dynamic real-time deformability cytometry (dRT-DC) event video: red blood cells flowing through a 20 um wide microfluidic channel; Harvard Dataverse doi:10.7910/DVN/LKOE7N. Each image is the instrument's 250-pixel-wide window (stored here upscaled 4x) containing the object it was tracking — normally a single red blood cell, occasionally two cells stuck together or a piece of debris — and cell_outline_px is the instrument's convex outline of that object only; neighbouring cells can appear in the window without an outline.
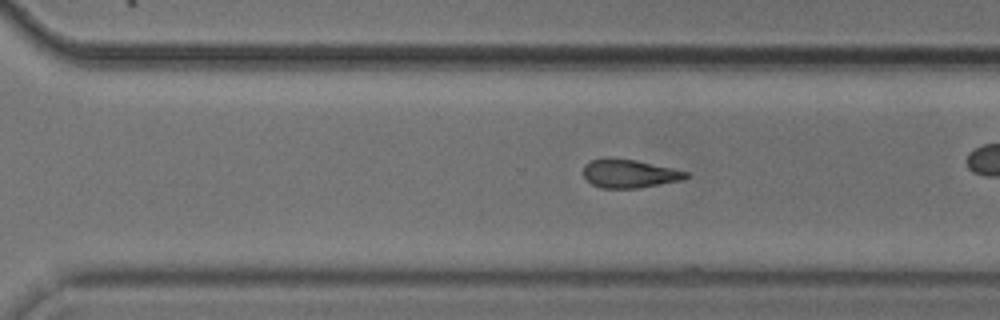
{"species": "common noctule bat (a hibernating species)", "species_latin": "Nyctalus noctula", "temperature_condition": "cold", "stored_images_in_passage": 43, "camera_frame_rate_fps": 3000, "um_per_image_px": 0.085, "animal": {"sex": "male", "body_mass_g": 20.5, "forearm_length_mm": 52.5}, "frame": {"image": 1, "passage_image": 37, "time_ms": 12.0, "image_size_px": [1000, 320], "cell_outline_px": [[688, 176], [680, 180], [636, 188], [600, 188], [592, 184], [584, 176], [584, 164], [592, 160], [608, 156], [636, 160], [672, 168], [688, 172]], "centroid_in_image_um": [53.44, 14.73], "position_along_channel_um": 317.2, "area_um2": 16.94}}